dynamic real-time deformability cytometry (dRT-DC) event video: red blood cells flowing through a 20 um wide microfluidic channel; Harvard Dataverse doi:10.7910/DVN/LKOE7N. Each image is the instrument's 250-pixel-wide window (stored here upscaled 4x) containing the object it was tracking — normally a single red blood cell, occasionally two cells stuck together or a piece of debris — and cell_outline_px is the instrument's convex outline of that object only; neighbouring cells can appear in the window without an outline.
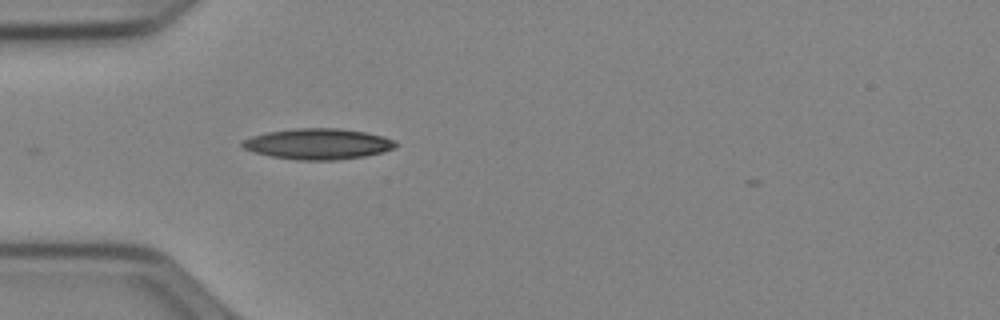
{"species": "Egyptian fruit bat (a non-hibernating species)", "species_latin": "Rousettus aegyptiacus", "temperature_condition": "cold", "stored_images_in_passage": 2, "camera_frame_rate_fps": 3000, "um_per_image_px": 0.085, "animal": {"sex": "female"}, "frame": {"image": 1, "passage_image": 1, "time_ms": 0.0, "image_size_px": [1000, 320], "cell_outline_px": [[400, 144], [396, 148], [384, 152], [364, 156], [336, 160], [296, 160], [272, 156], [252, 152], [244, 148], [240, 144], [244, 140], [252, 136], [268, 132], [296, 128], [340, 128], [364, 132], [384, 136], [396, 140]], "centroid_in_image_um": [27.09, 12.23], "position_along_channel_um": 57.9, "area_um2": 27.69}}